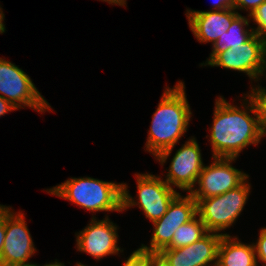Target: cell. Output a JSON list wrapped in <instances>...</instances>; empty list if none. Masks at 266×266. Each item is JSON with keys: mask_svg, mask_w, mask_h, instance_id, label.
<instances>
[{"mask_svg": "<svg viewBox=\"0 0 266 266\" xmlns=\"http://www.w3.org/2000/svg\"><path fill=\"white\" fill-rule=\"evenodd\" d=\"M251 92L257 98L261 109L262 132L266 136V89L261 86L251 88Z\"/></svg>", "mask_w": 266, "mask_h": 266, "instance_id": "cell-20", "label": "cell"}, {"mask_svg": "<svg viewBox=\"0 0 266 266\" xmlns=\"http://www.w3.org/2000/svg\"><path fill=\"white\" fill-rule=\"evenodd\" d=\"M138 201L129 194L128 186L122 183V211L133 206L143 210L152 223L167 211L172 200L179 194L162 177L153 174H136Z\"/></svg>", "mask_w": 266, "mask_h": 266, "instance_id": "cell-5", "label": "cell"}, {"mask_svg": "<svg viewBox=\"0 0 266 266\" xmlns=\"http://www.w3.org/2000/svg\"><path fill=\"white\" fill-rule=\"evenodd\" d=\"M101 1H105L108 2L109 4H116L119 6H125L126 5V0H101Z\"/></svg>", "mask_w": 266, "mask_h": 266, "instance_id": "cell-28", "label": "cell"}, {"mask_svg": "<svg viewBox=\"0 0 266 266\" xmlns=\"http://www.w3.org/2000/svg\"><path fill=\"white\" fill-rule=\"evenodd\" d=\"M208 233L205 224L197 215L191 221L181 225L174 233L171 243L165 249H176L193 244Z\"/></svg>", "mask_w": 266, "mask_h": 266, "instance_id": "cell-17", "label": "cell"}, {"mask_svg": "<svg viewBox=\"0 0 266 266\" xmlns=\"http://www.w3.org/2000/svg\"><path fill=\"white\" fill-rule=\"evenodd\" d=\"M0 96L17 109L30 107L39 113L51 106L37 90L31 78L18 66L0 58Z\"/></svg>", "mask_w": 266, "mask_h": 266, "instance_id": "cell-7", "label": "cell"}, {"mask_svg": "<svg viewBox=\"0 0 266 266\" xmlns=\"http://www.w3.org/2000/svg\"><path fill=\"white\" fill-rule=\"evenodd\" d=\"M223 235L229 234L208 232L193 244L176 249H163L158 254L170 266H216L218 247Z\"/></svg>", "mask_w": 266, "mask_h": 266, "instance_id": "cell-13", "label": "cell"}, {"mask_svg": "<svg viewBox=\"0 0 266 266\" xmlns=\"http://www.w3.org/2000/svg\"><path fill=\"white\" fill-rule=\"evenodd\" d=\"M248 17L257 24V28L253 29L254 34L266 41V1L258 6Z\"/></svg>", "mask_w": 266, "mask_h": 266, "instance_id": "cell-18", "label": "cell"}, {"mask_svg": "<svg viewBox=\"0 0 266 266\" xmlns=\"http://www.w3.org/2000/svg\"><path fill=\"white\" fill-rule=\"evenodd\" d=\"M150 266H170L158 253H151Z\"/></svg>", "mask_w": 266, "mask_h": 266, "instance_id": "cell-26", "label": "cell"}, {"mask_svg": "<svg viewBox=\"0 0 266 266\" xmlns=\"http://www.w3.org/2000/svg\"><path fill=\"white\" fill-rule=\"evenodd\" d=\"M249 22L248 18L239 14L231 23V26L226 34L220 36L216 43L212 46L213 50L207 61L219 50L242 46L243 43L248 41L254 35L253 28L245 29L246 26H249Z\"/></svg>", "mask_w": 266, "mask_h": 266, "instance_id": "cell-16", "label": "cell"}, {"mask_svg": "<svg viewBox=\"0 0 266 266\" xmlns=\"http://www.w3.org/2000/svg\"><path fill=\"white\" fill-rule=\"evenodd\" d=\"M22 266H35V264L32 263L30 265H22Z\"/></svg>", "mask_w": 266, "mask_h": 266, "instance_id": "cell-31", "label": "cell"}, {"mask_svg": "<svg viewBox=\"0 0 266 266\" xmlns=\"http://www.w3.org/2000/svg\"><path fill=\"white\" fill-rule=\"evenodd\" d=\"M266 0H235L236 9H243L248 11L250 15L258 6Z\"/></svg>", "mask_w": 266, "mask_h": 266, "instance_id": "cell-22", "label": "cell"}, {"mask_svg": "<svg viewBox=\"0 0 266 266\" xmlns=\"http://www.w3.org/2000/svg\"><path fill=\"white\" fill-rule=\"evenodd\" d=\"M203 167L199 144L194 137H191L176 151L164 180L171 187L176 186L183 191L190 192L196 185Z\"/></svg>", "mask_w": 266, "mask_h": 266, "instance_id": "cell-12", "label": "cell"}, {"mask_svg": "<svg viewBox=\"0 0 266 266\" xmlns=\"http://www.w3.org/2000/svg\"><path fill=\"white\" fill-rule=\"evenodd\" d=\"M237 158L213 157L209 166L202 168L196 183L198 188L189 194L196 202L200 199L221 195L241 185L249 176L232 166Z\"/></svg>", "mask_w": 266, "mask_h": 266, "instance_id": "cell-8", "label": "cell"}, {"mask_svg": "<svg viewBox=\"0 0 266 266\" xmlns=\"http://www.w3.org/2000/svg\"><path fill=\"white\" fill-rule=\"evenodd\" d=\"M76 266H87V265H84V264H81V263H77Z\"/></svg>", "mask_w": 266, "mask_h": 266, "instance_id": "cell-30", "label": "cell"}, {"mask_svg": "<svg viewBox=\"0 0 266 266\" xmlns=\"http://www.w3.org/2000/svg\"><path fill=\"white\" fill-rule=\"evenodd\" d=\"M6 206L5 240L0 256V266L30 265L28 260L36 248L26 225L24 213L13 212Z\"/></svg>", "mask_w": 266, "mask_h": 266, "instance_id": "cell-10", "label": "cell"}, {"mask_svg": "<svg viewBox=\"0 0 266 266\" xmlns=\"http://www.w3.org/2000/svg\"><path fill=\"white\" fill-rule=\"evenodd\" d=\"M209 65L244 72L254 80H260L266 70V41L254 34L242 46L219 50L201 66Z\"/></svg>", "mask_w": 266, "mask_h": 266, "instance_id": "cell-6", "label": "cell"}, {"mask_svg": "<svg viewBox=\"0 0 266 266\" xmlns=\"http://www.w3.org/2000/svg\"><path fill=\"white\" fill-rule=\"evenodd\" d=\"M197 215V202L194 198L189 193L185 197L179 193L170 203L166 213L153 222L154 231L149 247L142 244L140 248L159 253L171 243L175 231Z\"/></svg>", "mask_w": 266, "mask_h": 266, "instance_id": "cell-9", "label": "cell"}, {"mask_svg": "<svg viewBox=\"0 0 266 266\" xmlns=\"http://www.w3.org/2000/svg\"><path fill=\"white\" fill-rule=\"evenodd\" d=\"M46 191L91 212H122V183L91 177L69 178Z\"/></svg>", "mask_w": 266, "mask_h": 266, "instance_id": "cell-3", "label": "cell"}, {"mask_svg": "<svg viewBox=\"0 0 266 266\" xmlns=\"http://www.w3.org/2000/svg\"><path fill=\"white\" fill-rule=\"evenodd\" d=\"M214 11L225 10V9H234L236 10L235 0H214L213 3Z\"/></svg>", "mask_w": 266, "mask_h": 266, "instance_id": "cell-24", "label": "cell"}, {"mask_svg": "<svg viewBox=\"0 0 266 266\" xmlns=\"http://www.w3.org/2000/svg\"><path fill=\"white\" fill-rule=\"evenodd\" d=\"M13 110L18 109L14 107L8 100H5L0 96V117Z\"/></svg>", "mask_w": 266, "mask_h": 266, "instance_id": "cell-25", "label": "cell"}, {"mask_svg": "<svg viewBox=\"0 0 266 266\" xmlns=\"http://www.w3.org/2000/svg\"><path fill=\"white\" fill-rule=\"evenodd\" d=\"M257 262H262L266 266V228H261L259 238L256 243H253Z\"/></svg>", "mask_w": 266, "mask_h": 266, "instance_id": "cell-21", "label": "cell"}, {"mask_svg": "<svg viewBox=\"0 0 266 266\" xmlns=\"http://www.w3.org/2000/svg\"><path fill=\"white\" fill-rule=\"evenodd\" d=\"M6 206L0 204V256L5 240Z\"/></svg>", "mask_w": 266, "mask_h": 266, "instance_id": "cell-23", "label": "cell"}, {"mask_svg": "<svg viewBox=\"0 0 266 266\" xmlns=\"http://www.w3.org/2000/svg\"><path fill=\"white\" fill-rule=\"evenodd\" d=\"M245 96L241 109L222 96L216 99L213 124L209 130L212 158H237L244 148L251 144L258 145L264 137L258 100L252 92ZM250 112L254 115L250 116Z\"/></svg>", "mask_w": 266, "mask_h": 266, "instance_id": "cell-1", "label": "cell"}, {"mask_svg": "<svg viewBox=\"0 0 266 266\" xmlns=\"http://www.w3.org/2000/svg\"><path fill=\"white\" fill-rule=\"evenodd\" d=\"M35 266H40V265L35 264ZM43 266H65V265H64V263L55 261L54 263L52 262V263H49V264H45Z\"/></svg>", "mask_w": 266, "mask_h": 266, "instance_id": "cell-29", "label": "cell"}, {"mask_svg": "<svg viewBox=\"0 0 266 266\" xmlns=\"http://www.w3.org/2000/svg\"><path fill=\"white\" fill-rule=\"evenodd\" d=\"M151 252L138 248L133 251L122 266H150Z\"/></svg>", "mask_w": 266, "mask_h": 266, "instance_id": "cell-19", "label": "cell"}, {"mask_svg": "<svg viewBox=\"0 0 266 266\" xmlns=\"http://www.w3.org/2000/svg\"><path fill=\"white\" fill-rule=\"evenodd\" d=\"M223 235L219 247L216 266H259L252 244L242 243L238 237Z\"/></svg>", "mask_w": 266, "mask_h": 266, "instance_id": "cell-15", "label": "cell"}, {"mask_svg": "<svg viewBox=\"0 0 266 266\" xmlns=\"http://www.w3.org/2000/svg\"><path fill=\"white\" fill-rule=\"evenodd\" d=\"M1 9L2 8L0 7V34L5 32V25L3 23L5 16H4L3 11Z\"/></svg>", "mask_w": 266, "mask_h": 266, "instance_id": "cell-27", "label": "cell"}, {"mask_svg": "<svg viewBox=\"0 0 266 266\" xmlns=\"http://www.w3.org/2000/svg\"><path fill=\"white\" fill-rule=\"evenodd\" d=\"M78 251L85 252L99 260L108 255H116L123 252L118 246L117 226L110 219L96 220L94 216L91 222L82 231L76 234Z\"/></svg>", "mask_w": 266, "mask_h": 266, "instance_id": "cell-11", "label": "cell"}, {"mask_svg": "<svg viewBox=\"0 0 266 266\" xmlns=\"http://www.w3.org/2000/svg\"><path fill=\"white\" fill-rule=\"evenodd\" d=\"M239 15L234 9L210 11H186L188 24L195 38L201 43H216L228 31L233 20Z\"/></svg>", "mask_w": 266, "mask_h": 266, "instance_id": "cell-14", "label": "cell"}, {"mask_svg": "<svg viewBox=\"0 0 266 266\" xmlns=\"http://www.w3.org/2000/svg\"><path fill=\"white\" fill-rule=\"evenodd\" d=\"M251 186L247 179L234 189L224 194L200 199L197 202V214L208 232L219 234L233 226L249 196Z\"/></svg>", "mask_w": 266, "mask_h": 266, "instance_id": "cell-4", "label": "cell"}, {"mask_svg": "<svg viewBox=\"0 0 266 266\" xmlns=\"http://www.w3.org/2000/svg\"><path fill=\"white\" fill-rule=\"evenodd\" d=\"M184 89L182 81L166 87L152 116L145 147L162 166L189 126L192 112Z\"/></svg>", "mask_w": 266, "mask_h": 266, "instance_id": "cell-2", "label": "cell"}]
</instances>
